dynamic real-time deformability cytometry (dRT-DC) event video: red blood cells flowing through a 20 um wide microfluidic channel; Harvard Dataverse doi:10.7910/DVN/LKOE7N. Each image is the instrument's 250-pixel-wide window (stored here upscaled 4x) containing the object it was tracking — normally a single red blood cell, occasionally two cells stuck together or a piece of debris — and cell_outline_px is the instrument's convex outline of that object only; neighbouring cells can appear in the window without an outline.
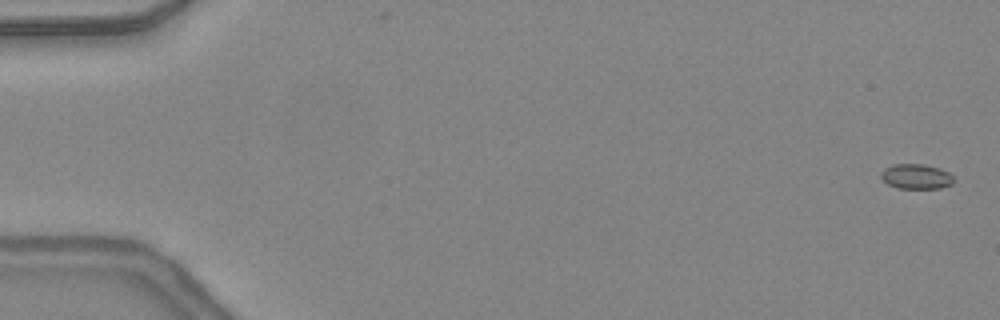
{"species": "common noctule bat (a hibernating species)", "species_latin": "Nyctalus noctula", "temperature_condition": "warm", "stored_images_in_passage": 48, "camera_frame_rate_fps": 3000, "um_per_image_px": 0.085, "animal": {"sex": "female", "body_mass_g": 24.6, "forearm_length_mm": 56.2}, "frame": {"image": 1, "passage_image": 1, "time_ms": 0.0, "image_size_px": [1000, 320], "cell_outline_px": [[952, 184], [940, 188], [896, 188], [888, 184], [880, 176], [880, 172], [884, 168], [892, 164], [924, 164], [940, 168], [948, 172], [952, 176]], "centroid_in_image_um": [77.84, 14.99], "position_along_channel_um": 7.2, "area_um2": 10.58}}
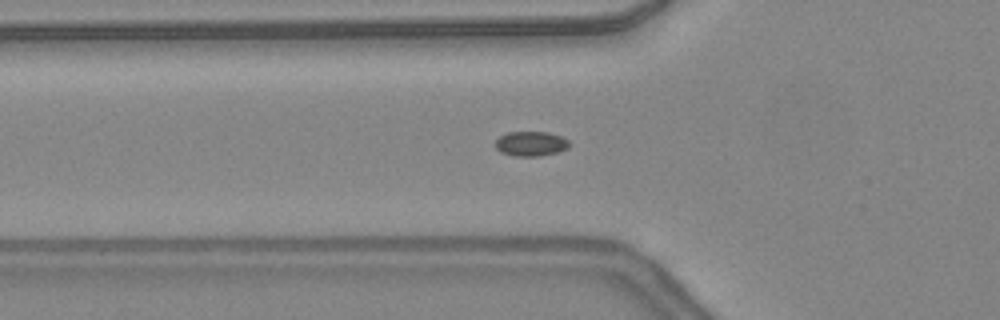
{"frame": {"image": 2, "passage_image": 17, "time_ms": 5.333, "image_size_px": [1000, 320], "cell_outline_px": [[568, 148], [556, 152], [540, 156], [512, 156], [500, 152], [496, 148], [496, 140], [500, 136], [508, 132], [548, 132], [560, 136], [568, 140]], "centroid_in_image_um": [45.09, 12.22], "position_along_channel_um": 80.7, "area_um2": 10.58}}
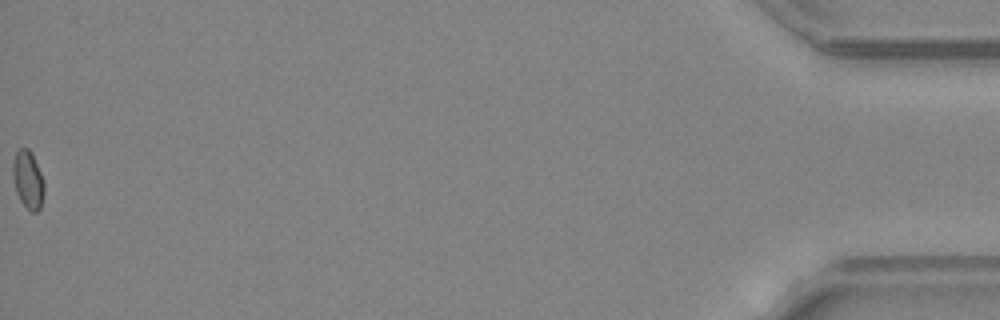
{"frame": {"image": 3, "passage_image": 48, "time_ms": 15.667, "image_size_px": [1000, 320], "cell_outline_px": [[44, 192], [40, 208], [36, 212], [32, 212], [20, 200], [16, 192], [12, 176], [12, 160], [16, 152], [20, 148], [28, 148], [32, 152], [40, 172], [44, 184]], "centroid_in_image_um": [2.36, 15.25], "position_along_channel_um": 432.8, "area_um2": 10.58}, "authors_computed_cell_mechanics": {"area_um2": 10.5774, "velocity_mm_per_s": 4.3993, "shape_relaxation_time_tau1_ms": null, "shape_relaxation_time_tau2_ms": 1.2151, "deformation_change_tau1": null, "deformation_change_tau2": 0.0305}}